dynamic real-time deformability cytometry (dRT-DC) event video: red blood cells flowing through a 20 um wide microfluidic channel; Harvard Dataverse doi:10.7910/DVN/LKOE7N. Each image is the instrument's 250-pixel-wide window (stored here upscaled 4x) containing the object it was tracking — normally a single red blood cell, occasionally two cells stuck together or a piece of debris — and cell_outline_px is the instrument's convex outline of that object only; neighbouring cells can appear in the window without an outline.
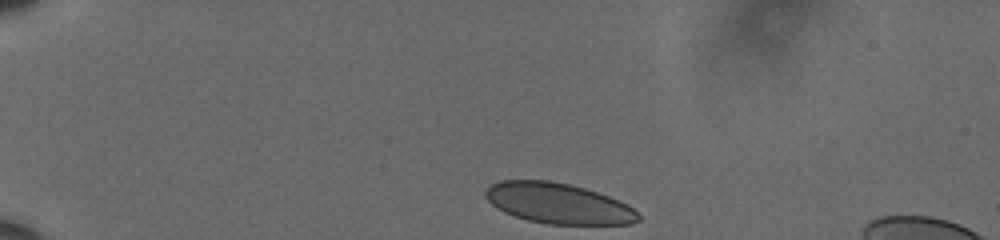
{"species": "human", "species_latin": "Homo sapiens", "temperature_condition": "cold", "stored_images_in_passage": 9, "camera_frame_rate_fps": 3000, "um_per_image_px": 0.085, "donor": {"sex": "male"}, "frame": {"image": 1, "passage_image": 1, "time_ms": 0.0, "image_size_px": [1000, 240], "cell_outline_px": [[640, 220], [628, 224], [548, 224], [528, 220], [504, 212], [496, 208], [484, 196], [484, 192], [492, 184], [500, 180], [548, 180], [568, 184], [584, 188], [620, 200], [628, 204], [640, 216]], "centroid_in_image_um": [47.44, 17.28], "position_along_channel_um": 37.6, "area_um2": 35.95}}
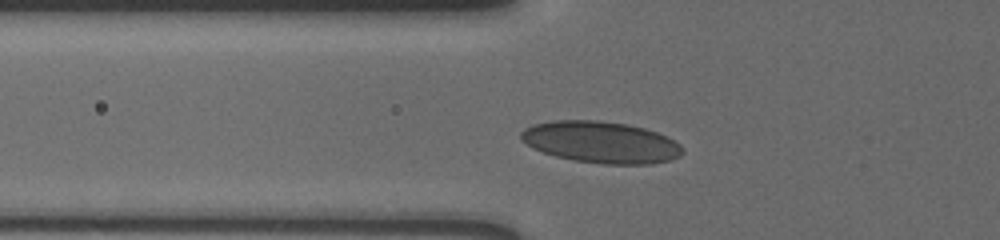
{"frame": {"image": 2, "passage_image": 7, "time_ms": 2.0, "image_size_px": [1000, 240], "cell_outline_px": [[684, 152], [680, 156], [668, 160], [652, 164], [604, 164], [576, 160], [556, 156], [532, 148], [520, 140], [520, 132], [524, 128], [532, 124], [552, 120], [600, 120], [628, 124], [644, 128], [656, 132], [680, 144], [684, 148]], "centroid_in_image_um": [51.05, 12.07], "position_along_channel_um": 74.8, "area_um2": 39.25}}
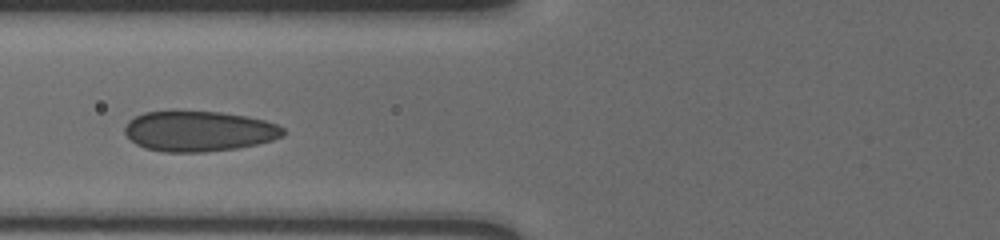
{"frame": {"image": 3, "passage_image": 8, "time_ms": 2.333, "image_size_px": [1000, 240], "cell_outline_px": [[288, 132], [284, 136], [272, 140], [256, 144], [236, 148], [204, 152], [164, 152], [144, 148], [136, 144], [124, 132], [124, 128], [128, 120], [144, 112], [220, 112], [248, 116], [264, 120], [276, 124], [284, 128]], "centroid_in_image_um": [16.93, 11.16], "position_along_channel_um": 108.9, "area_um2": 37.22}}